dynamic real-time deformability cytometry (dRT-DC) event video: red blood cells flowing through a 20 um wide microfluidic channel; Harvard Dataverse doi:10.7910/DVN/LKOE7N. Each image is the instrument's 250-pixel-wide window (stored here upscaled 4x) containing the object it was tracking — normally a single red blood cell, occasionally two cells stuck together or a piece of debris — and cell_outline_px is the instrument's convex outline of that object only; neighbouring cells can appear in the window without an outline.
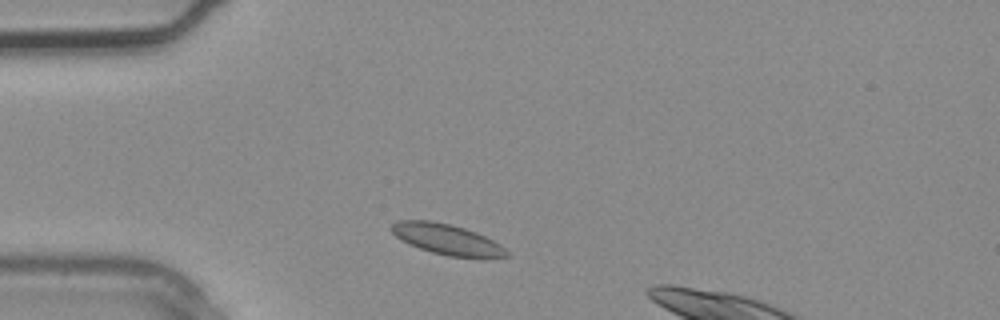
{"species": "common noctule bat (a hibernating species)", "species_latin": "Nyctalus noctula", "temperature_condition": "warm", "stored_images_in_passage": 2, "camera_frame_rate_fps": 3000, "um_per_image_px": 0.085, "animal": {"sex": "male", "body_mass_g": 20.4}, "frame": {"image": 1, "passage_image": 1, "time_ms": 0.0, "image_size_px": [1000, 320], "cell_outline_px": [[508, 256], [448, 256], [432, 252], [420, 248], [396, 236], [392, 232], [392, 224], [396, 220], [432, 220], [464, 228], [476, 232], [500, 244], [508, 252]], "centroid_in_image_um": [37.95, 20.31], "position_along_channel_um": 47.1, "area_um2": 19.77}}